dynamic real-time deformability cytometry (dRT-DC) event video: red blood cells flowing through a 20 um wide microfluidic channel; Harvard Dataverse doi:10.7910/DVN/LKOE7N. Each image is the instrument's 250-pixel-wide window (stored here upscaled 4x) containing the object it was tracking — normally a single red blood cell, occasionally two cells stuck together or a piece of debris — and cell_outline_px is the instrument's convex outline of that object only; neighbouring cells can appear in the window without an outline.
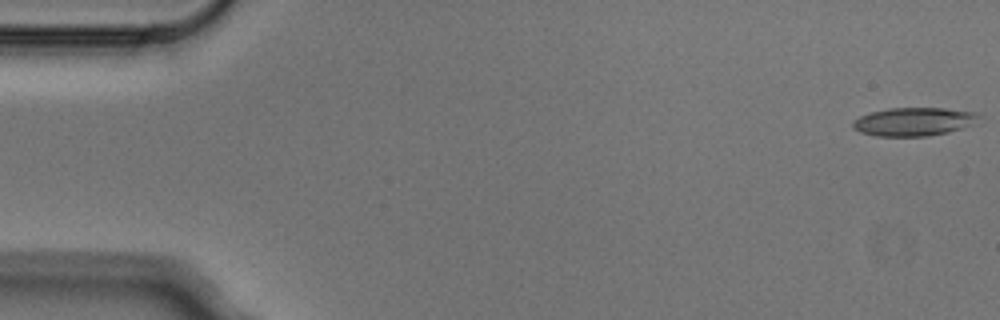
{"species": "Egyptian fruit bat (a non-hibernating species)", "species_latin": "Rousettus aegyptiacus", "temperature_condition": "cold", "stored_images_in_passage": 5, "camera_frame_rate_fps": 3000, "um_per_image_px": 0.085, "animal": {"sex": "male"}, "frame": {"image": 1, "passage_image": 1, "time_ms": 0.0, "image_size_px": [1000, 320], "cell_outline_px": [[984, 116], [964, 128], [948, 132], [928, 136], [876, 136], [860, 132], [852, 128], [852, 120], [860, 116], [872, 112], [888, 108], [944, 108], [980, 112]], "centroid_in_image_um": [77.71, 10.33], "position_along_channel_um": 7.3, "area_um2": 21.1}}
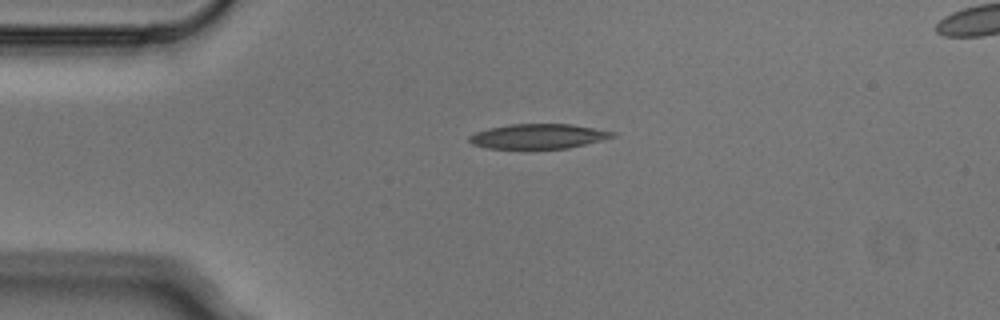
{"frame": {"image": 2, "passage_image": 4, "time_ms": 1.0, "image_size_px": [1000, 320], "cell_outline_px": [[616, 136], [568, 148], [488, 148], [472, 144], [468, 140], [468, 136], [476, 132], [488, 128], [508, 124], [572, 124], [616, 132]], "centroid_in_image_um": [45.73, 11.57], "position_along_channel_um": 39.3, "area_um2": 20.52}}